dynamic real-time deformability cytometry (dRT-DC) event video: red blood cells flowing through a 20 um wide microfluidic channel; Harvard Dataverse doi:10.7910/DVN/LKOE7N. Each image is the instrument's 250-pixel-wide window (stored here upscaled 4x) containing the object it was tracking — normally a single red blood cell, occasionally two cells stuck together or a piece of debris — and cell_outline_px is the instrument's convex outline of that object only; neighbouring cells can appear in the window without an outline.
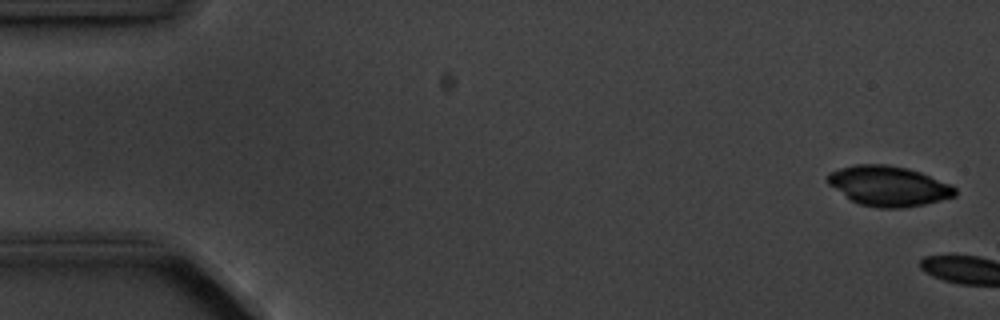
{"species": "common noctule bat (a hibernating species)", "species_latin": "Nyctalus noctula", "temperature_condition": "cold", "stored_images_in_passage": 5, "camera_frame_rate_fps": 3000, "um_per_image_px": 0.085, "animal": {"sex": "male", "body_mass_g": 20.1, "forearm_length_mm": 53.5}, "frame": {"image": 1, "passage_image": 1, "time_ms": 0.0, "image_size_px": [1000, 320], "cell_outline_px": [[956, 196], [924, 204], [904, 208], [880, 208], [860, 204], [852, 200], [828, 184], [828, 176], [832, 172], [840, 168], [856, 164], [888, 164], [908, 168], [920, 172], [952, 184], [956, 188]], "centroid_in_image_um": [75.57, 15.8], "position_along_channel_um": 9.4, "area_um2": 29.59}}
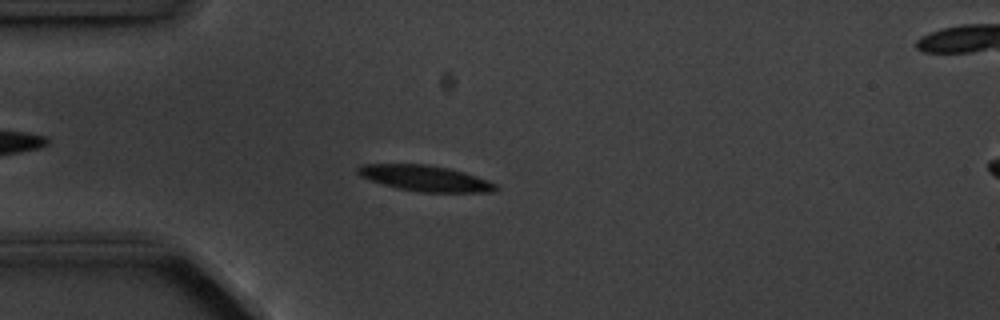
{"frame": {"image": 2, "passage_image": 5, "time_ms": 5.667, "image_size_px": [1000, 320], "cell_outline_px": [[500, 188], [496, 192], [420, 192], [396, 188], [368, 180], [360, 176], [356, 172], [356, 168], [360, 164], [424, 164], [448, 168], [464, 172], [488, 180], [496, 184]], "centroid_in_image_um": [36.12, 15.16], "position_along_channel_um": 48.9, "area_um2": 20.92}}